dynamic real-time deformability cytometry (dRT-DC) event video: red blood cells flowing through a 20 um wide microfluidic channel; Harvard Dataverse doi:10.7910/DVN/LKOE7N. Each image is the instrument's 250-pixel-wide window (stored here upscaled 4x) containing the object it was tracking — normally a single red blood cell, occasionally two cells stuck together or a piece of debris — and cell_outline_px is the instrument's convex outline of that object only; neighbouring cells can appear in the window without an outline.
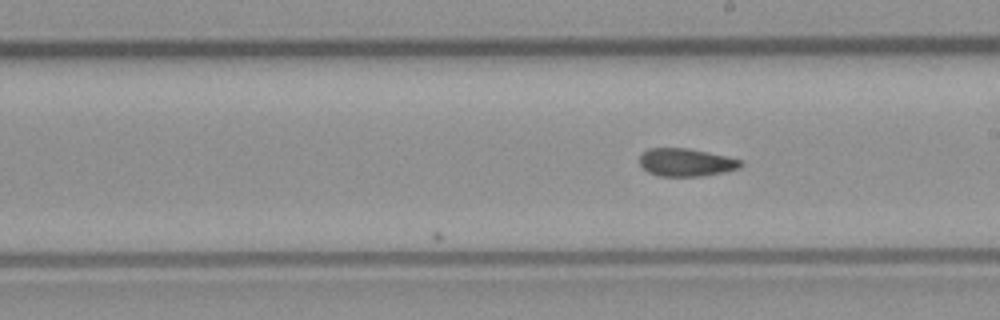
{"species": "common noctule bat (a hibernating species)", "species_latin": "Nyctalus noctula", "temperature_condition": "room temperature", "stored_images_in_passage": 21, "camera_frame_rate_fps": 3000, "um_per_image_px": 0.085, "animal": {"sex": "male", "body_mass_g": 23.1, "forearm_length_mm": 52.7}, "frame": {"image": 1, "passage_image": 21, "time_ms": 6.667, "image_size_px": [1000, 320], "cell_outline_px": [[744, 164], [736, 168], [724, 172], [700, 176], [660, 176], [648, 172], [640, 164], [640, 156], [648, 148], [688, 148], [708, 152], [740, 160]], "centroid_in_image_um": [58.28, 13.8], "position_along_channel_um": 230.7, "area_um2": 16.18}}